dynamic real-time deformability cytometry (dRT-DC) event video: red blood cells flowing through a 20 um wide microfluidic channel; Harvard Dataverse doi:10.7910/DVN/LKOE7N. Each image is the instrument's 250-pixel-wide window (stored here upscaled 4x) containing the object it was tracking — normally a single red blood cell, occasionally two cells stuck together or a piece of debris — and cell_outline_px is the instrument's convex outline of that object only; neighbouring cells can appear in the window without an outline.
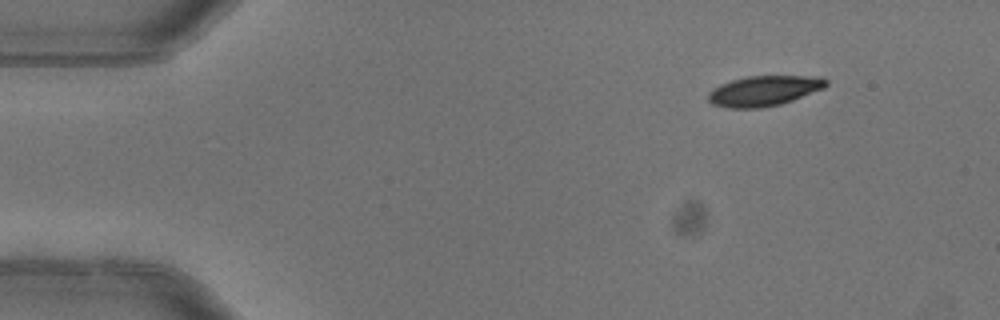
{"species": "common noctule bat (a hibernating species)", "species_latin": "Nyctalus noctula", "temperature_condition": "warm", "stored_images_in_passage": 5, "camera_frame_rate_fps": 3000, "um_per_image_px": 0.085, "animal": {"sex": "female"}, "frame": {"image": 1, "passage_image": 1, "time_ms": 0.0, "image_size_px": [1000, 320], "cell_outline_px": [[828, 84], [824, 88], [792, 100], [780, 104], [760, 108], [728, 108], [712, 104], [708, 100], [708, 92], [712, 88], [720, 84], [732, 80], [748, 76], [824, 76], [828, 80]], "centroid_in_image_um": [64.94, 7.71], "position_along_channel_um": 20.1, "area_um2": 20.87}}
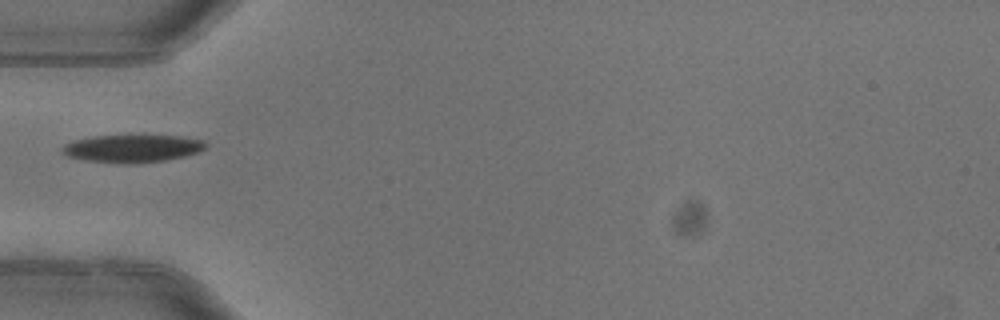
{"frame": {"image": 2, "passage_image": 4, "time_ms": 1.0, "image_size_px": [1000, 320], "cell_outline_px": [[208, 148], [200, 152], [184, 156], [164, 160], [128, 164], [120, 164], [88, 160], [68, 156], [60, 152], [60, 148], [64, 144], [72, 140], [92, 136], [144, 132], [180, 136], [204, 140], [208, 144]], "centroid_in_image_um": [11.28, 12.56], "position_along_channel_um": 73.7, "area_um2": 24.51}}